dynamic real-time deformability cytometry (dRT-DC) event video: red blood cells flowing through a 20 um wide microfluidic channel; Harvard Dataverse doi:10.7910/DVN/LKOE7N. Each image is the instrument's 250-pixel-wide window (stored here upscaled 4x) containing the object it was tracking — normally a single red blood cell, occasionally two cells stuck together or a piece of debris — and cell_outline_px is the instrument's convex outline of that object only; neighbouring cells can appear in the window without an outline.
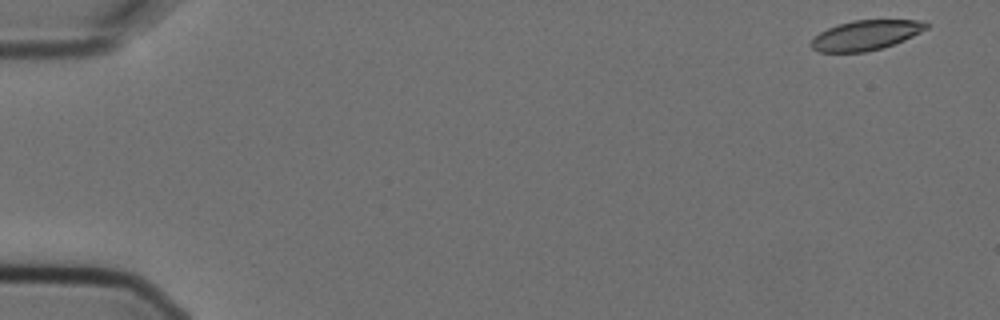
{"species": "Egyptian fruit bat (a non-hibernating species)", "species_latin": "Rousettus aegyptiacus", "temperature_condition": "cold", "stored_images_in_passage": 3, "camera_frame_rate_fps": 3000, "um_per_image_px": 0.085, "animal": {"sex": "female"}, "frame": {"image": 1, "passage_image": 1, "time_ms": 0.0, "image_size_px": [1000, 320], "cell_outline_px": [[928, 28], [904, 40], [880, 48], [864, 52], [820, 52], [812, 48], [812, 40], [820, 32], [836, 24], [852, 20], [924, 20], [928, 24]], "centroid_in_image_um": [73.6, 2.98], "position_along_channel_um": 11.4, "area_um2": 19.83}}